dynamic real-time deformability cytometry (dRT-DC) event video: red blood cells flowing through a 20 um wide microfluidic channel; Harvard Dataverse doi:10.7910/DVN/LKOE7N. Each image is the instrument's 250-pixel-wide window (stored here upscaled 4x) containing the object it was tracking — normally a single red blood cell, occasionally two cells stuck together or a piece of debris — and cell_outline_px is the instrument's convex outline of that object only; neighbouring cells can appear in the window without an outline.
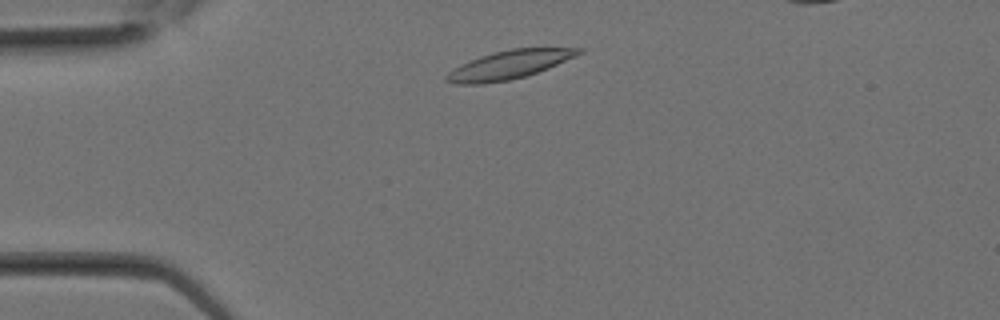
{"species": "Egyptian fruit bat (a non-hibernating species)", "species_latin": "Rousettus aegyptiacus", "temperature_condition": "room temperature", "stored_images_in_passage": 10, "camera_frame_rate_fps": 3000, "um_per_image_px": 0.085, "animal": {"sex": "female"}, "frame": {"image": 1, "passage_image": 3, "time_ms": 0.667, "image_size_px": [1000, 320], "cell_outline_px": [[584, 52], [548, 68], [524, 76], [508, 80], [484, 84], [456, 84], [444, 80], [444, 76], [448, 72], [460, 64], [480, 56], [512, 48], [584, 48]], "centroid_in_image_um": [43.24, 5.51], "position_along_channel_um": 41.8, "area_um2": 21.73}}
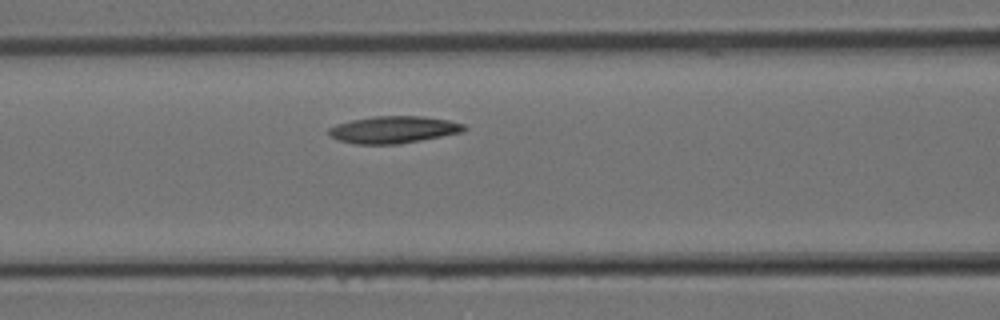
{"frame": {"image": 2, "passage_image": 8, "time_ms": 2.333, "image_size_px": [1000, 320], "cell_outline_px": [[468, 128], [464, 132], [420, 140], [396, 144], [356, 144], [336, 140], [328, 136], [328, 128], [336, 124], [352, 120], [376, 116], [424, 116], [448, 120], [464, 124]], "centroid_in_image_um": [33.43, 11.02], "position_along_channel_um": 133.2, "area_um2": 21.44}}
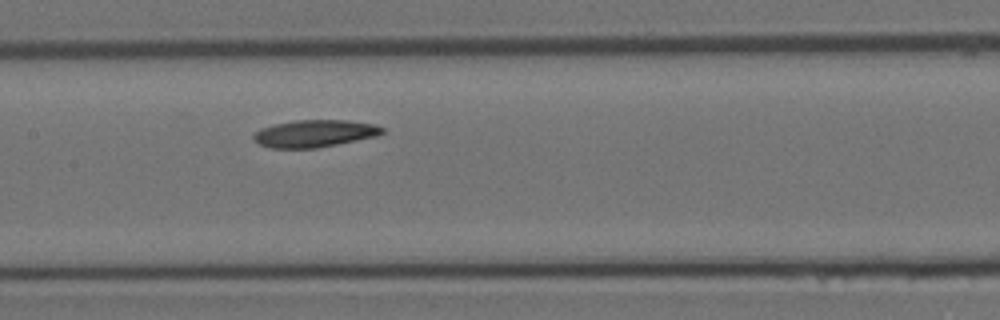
{"frame": {"image": 3, "passage_image": 10, "time_ms": 3.0, "image_size_px": [1000, 320], "cell_outline_px": [[384, 132], [376, 136], [316, 148], [272, 148], [260, 144], [252, 136], [252, 132], [260, 128], [272, 124], [296, 120], [348, 120], [376, 124], [384, 128]], "centroid_in_image_um": [26.72, 11.33], "position_along_channel_um": 180.7, "area_um2": 20.46}}